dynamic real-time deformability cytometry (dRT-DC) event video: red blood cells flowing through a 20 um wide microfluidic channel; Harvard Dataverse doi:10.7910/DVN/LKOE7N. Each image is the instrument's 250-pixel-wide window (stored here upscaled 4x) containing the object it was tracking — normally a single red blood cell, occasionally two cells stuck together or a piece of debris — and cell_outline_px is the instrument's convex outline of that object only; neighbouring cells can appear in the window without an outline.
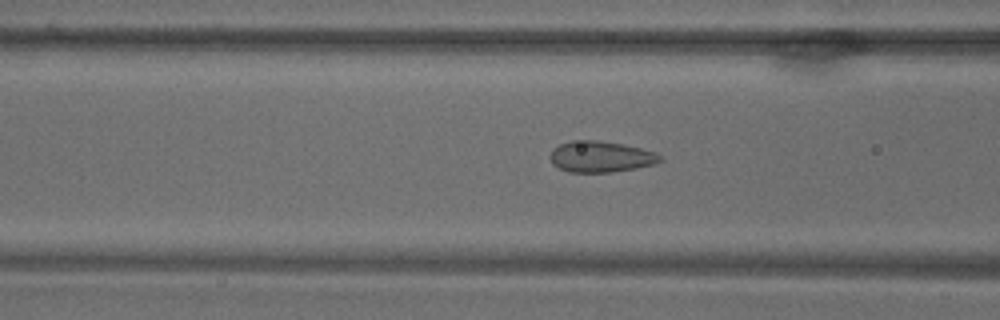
{"species": "common noctule bat (a hibernating species)", "species_latin": "Nyctalus noctula", "temperature_condition": "warm", "stored_images_in_passage": 70, "camera_frame_rate_fps": 3000, "um_per_image_px": 0.085, "animal": {"sex": "male", "body_mass_g": 18.8}, "frame": {"image": 1, "passage_image": 29, "time_ms": 9.333, "image_size_px": [1000, 320], "cell_outline_px": [[664, 160], [656, 164], [636, 168], [612, 172], [568, 172], [552, 164], [548, 156], [552, 148], [560, 144], [572, 140], [596, 140], [620, 144], [640, 148], [656, 152]], "centroid_in_image_um": [51.04, 13.32], "position_along_channel_um": 115.6, "area_um2": 20.06}}
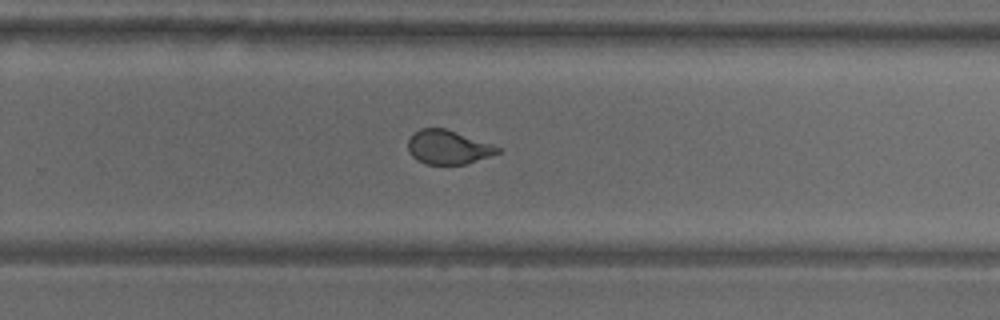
{"frame": {"image": 2, "passage_image": 47, "time_ms": 15.333, "image_size_px": [1000, 320], "cell_outline_px": [[504, 148], [500, 152], [464, 164], [424, 164], [416, 160], [408, 152], [408, 140], [420, 128], [444, 128]], "centroid_in_image_um": [38.07, 12.52], "position_along_channel_um": 291.7, "area_um2": 17.57}}
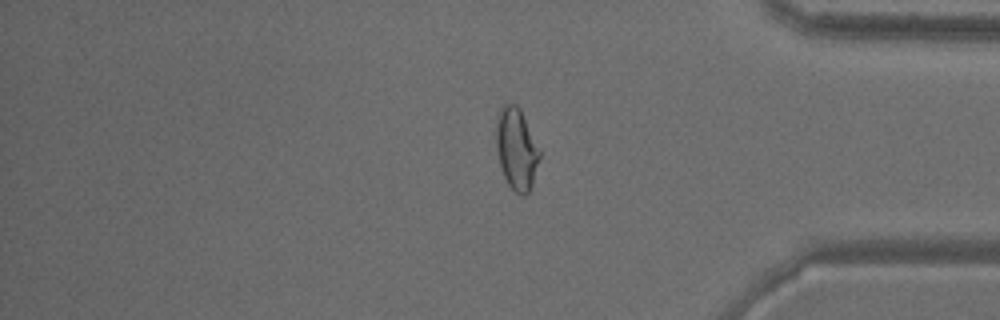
{"frame": {"image": 3, "passage_image": 59, "time_ms": 19.333, "image_size_px": [1000, 320], "cell_outline_px": [[540, 156], [532, 188], [524, 196], [520, 196], [508, 184], [500, 168], [496, 148], [496, 124], [500, 108], [504, 104], [516, 104], [520, 108], [540, 148]], "centroid_in_image_um": [43.91, 12.67], "position_along_channel_um": 391.3, "area_um2": 20.92}}